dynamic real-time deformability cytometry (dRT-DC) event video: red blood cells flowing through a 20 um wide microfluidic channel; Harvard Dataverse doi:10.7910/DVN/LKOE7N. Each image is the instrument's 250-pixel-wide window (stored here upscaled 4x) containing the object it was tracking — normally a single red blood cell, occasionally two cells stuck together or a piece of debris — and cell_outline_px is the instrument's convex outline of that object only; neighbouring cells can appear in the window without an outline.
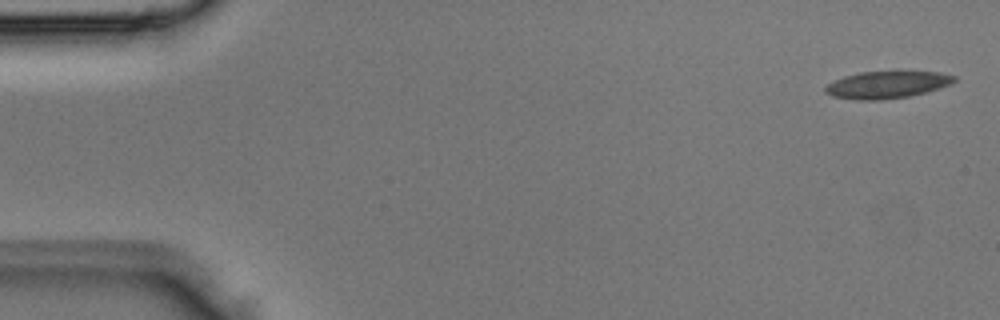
{"species": "Egyptian fruit bat (a non-hibernating species)", "species_latin": "Rousettus aegyptiacus", "temperature_condition": "room temperature", "stored_images_in_passage": 4, "camera_frame_rate_fps": 3000, "um_per_image_px": 0.085, "animal": {"sex": "male"}, "frame": {"image": 1, "passage_image": 1, "time_ms": 0.0, "image_size_px": [1000, 320], "cell_outline_px": [[956, 80], [952, 84], [924, 92], [908, 96], [880, 100], [856, 100], [832, 96], [824, 92], [824, 88], [828, 84], [844, 76], [860, 72], [896, 68], [900, 68], [940, 72], [956, 76]], "centroid_in_image_um": [75.44, 7.14], "position_along_channel_um": 9.6, "area_um2": 21.39}}